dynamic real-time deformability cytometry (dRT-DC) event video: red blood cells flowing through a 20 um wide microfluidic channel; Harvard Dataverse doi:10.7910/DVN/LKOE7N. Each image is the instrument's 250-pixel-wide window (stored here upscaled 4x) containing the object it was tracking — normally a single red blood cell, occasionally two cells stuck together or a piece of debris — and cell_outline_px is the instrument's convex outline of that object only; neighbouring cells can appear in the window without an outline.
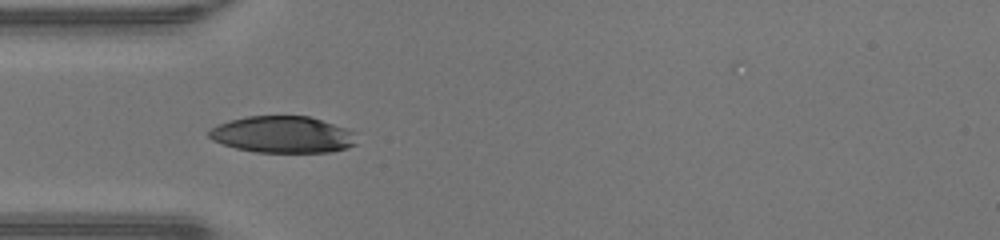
{"species": "human", "species_latin": "Homo sapiens", "temperature_condition": "warm", "stored_images_in_passage": 34, "camera_frame_rate_fps": 3000, "um_per_image_px": 0.085, "donor": {"sex": "male"}, "frame": {"image": 1, "passage_image": 1, "time_ms": 0.0, "image_size_px": [1000, 240], "cell_outline_px": [[356, 144], [348, 148], [332, 152], [256, 152], [236, 148], [212, 140], [208, 136], [208, 132], [212, 128], [228, 120], [248, 116], [308, 116], [356, 132]], "centroid_in_image_um": [24.04, 11.44], "position_along_channel_um": 61.0, "area_um2": 31.44}}
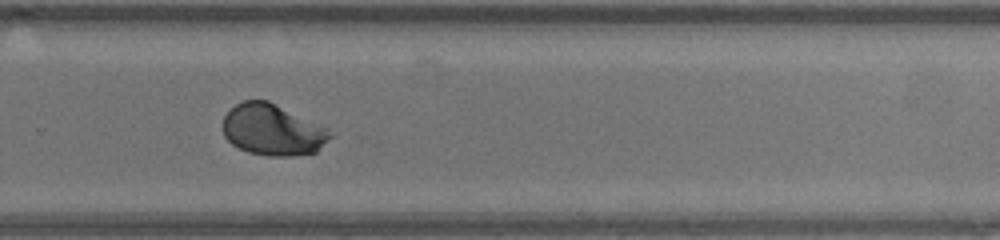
{"frame": {"image": 2, "passage_image": 18, "time_ms": 5.667, "image_size_px": [1000, 240], "cell_outline_px": [[332, 136], [316, 152], [292, 156], [268, 156], [248, 152], [232, 144], [224, 136], [220, 128], [224, 116], [236, 104], [244, 100], [268, 100], [328, 128]], "centroid_in_image_um": [23.14, 11.04], "position_along_channel_um": 306.7, "area_um2": 32.14}}
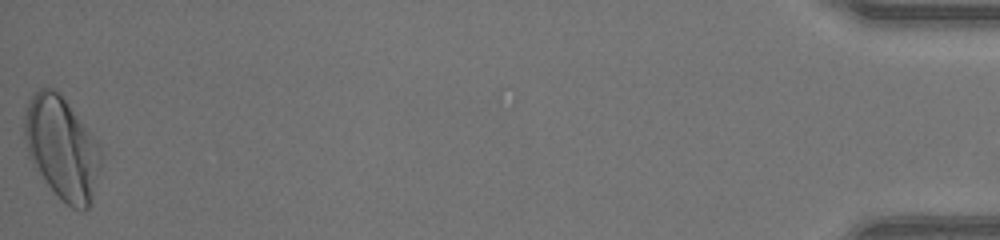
{"frame": {"image": 3, "passage_image": 34, "time_ms": 11.0, "image_size_px": [1000, 240], "cell_outline_px": [[100, 168], [92, 204], [84, 212], [72, 208], [48, 184], [32, 164], [28, 156], [24, 136], [24, 108], [28, 100], [40, 88], [56, 88], [60, 92], [100, 144]], "centroid_in_image_um": [5.26, 12.56], "position_along_channel_um": 429.9, "area_um2": 45.89}, "authors_computed_cell_mechanics": {"area_um2": 32.3969, "velocity_mm_per_s": 4.3574, "shape_relaxation_time_tau1_ms": 3.0939, "shape_relaxation_time_tau2_ms": null, "deformation_change_tau1": 0.1931, "deformation_change_tau2": null}}